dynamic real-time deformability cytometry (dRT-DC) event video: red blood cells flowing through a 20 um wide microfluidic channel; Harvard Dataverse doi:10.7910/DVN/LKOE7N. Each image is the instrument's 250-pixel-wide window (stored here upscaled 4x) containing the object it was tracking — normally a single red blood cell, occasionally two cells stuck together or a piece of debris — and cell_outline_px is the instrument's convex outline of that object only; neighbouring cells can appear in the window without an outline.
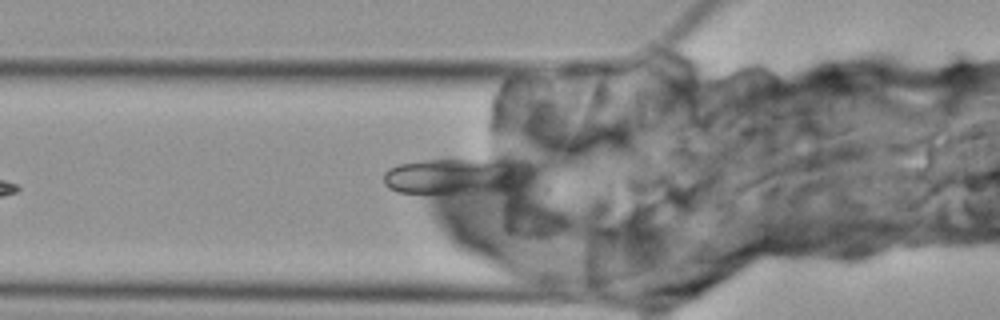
{"species": "Egyptian fruit bat (a non-hibernating species)", "species_latin": "Rousettus aegyptiacus", "temperature_condition": "cold", "stored_images_in_passage": 6, "camera_frame_rate_fps": 3000, "um_per_image_px": 0.085, "animal": {"sex": "female"}, "frame": {"image": 1, "passage_image": 6, "time_ms": 6.667, "image_size_px": [1000, 320], "cell_outline_px": [[516, 172], [508, 184], [500, 188], [456, 192], [396, 192], [388, 188], [384, 184], [384, 172], [388, 168], [396, 164], [448, 156], [456, 156], [480, 160], [496, 164]], "centroid_in_image_um": [37.96, 14.92], "position_along_channel_um": 87.8, "area_um2": 26.99}}